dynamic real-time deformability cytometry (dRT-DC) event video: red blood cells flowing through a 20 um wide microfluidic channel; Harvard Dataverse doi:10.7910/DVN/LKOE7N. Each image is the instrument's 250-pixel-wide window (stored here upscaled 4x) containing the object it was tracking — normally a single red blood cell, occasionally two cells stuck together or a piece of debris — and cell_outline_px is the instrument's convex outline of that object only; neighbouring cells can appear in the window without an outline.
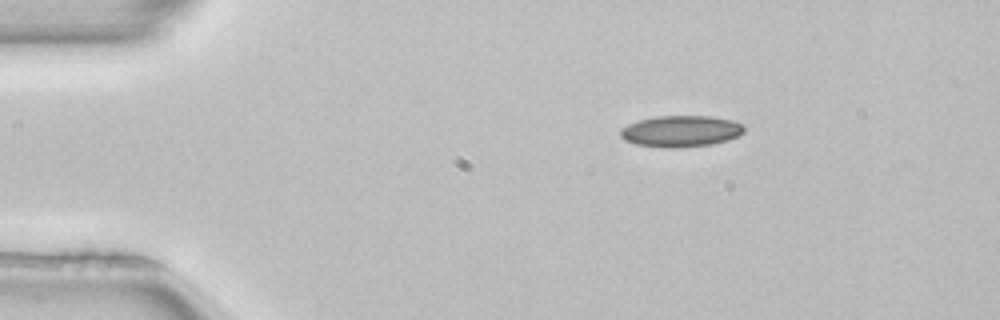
{"species": "common noctule bat (a hibernating species)", "species_latin": "Nyctalus noctula", "temperature_condition": "room temperature", "stored_images_in_passage": 44, "camera_frame_rate_fps": 3000, "um_per_image_px": 0.085, "animal": {"sex": "female", "body_mass_g": 22.7, "forearm_length_mm": 54.2}, "frame": {"image": 1, "passage_image": 1, "time_ms": 0.0, "image_size_px": [1000, 320], "cell_outline_px": [[744, 132], [740, 136], [728, 140], [712, 144], [680, 148], [664, 148], [636, 144], [624, 140], [620, 136], [620, 128], [636, 120], [656, 116], [712, 116], [732, 120], [744, 124]], "centroid_in_image_um": [57.88, 11.15], "position_along_channel_um": 27.1, "area_um2": 23.0}}
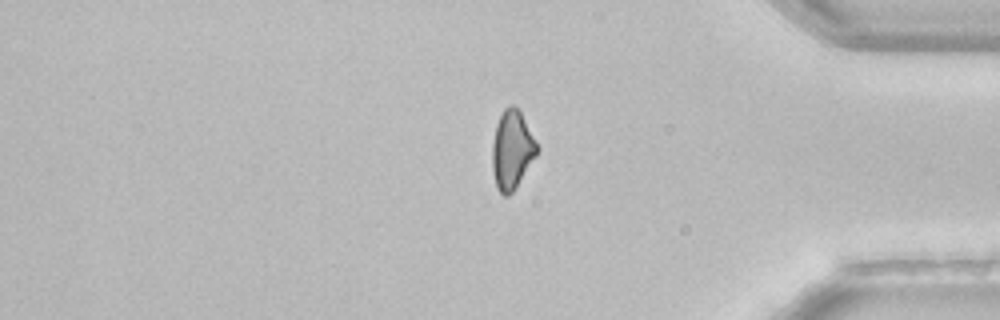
{"frame": {"image": 2, "passage_image": 35, "time_ms": 11.333, "image_size_px": [1000, 320], "cell_outline_px": [[540, 148], [536, 156], [512, 192], [508, 196], [504, 196], [496, 188], [492, 172], [492, 144], [496, 124], [504, 108], [508, 104], [512, 104], [520, 112], [536, 140]], "centroid_in_image_um": [43.51, 12.74], "position_along_channel_um": 391.7, "area_um2": 20.52}}
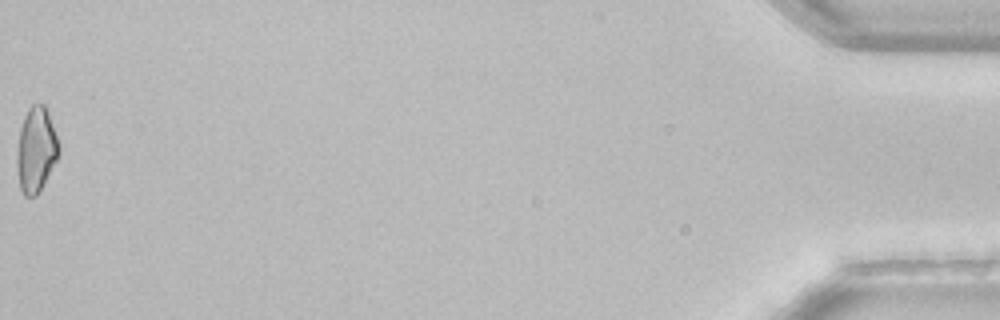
{"frame": {"image": 3, "passage_image": 44, "time_ms": 14.333, "image_size_px": [1000, 320], "cell_outline_px": [[60, 152], [40, 192], [36, 196], [24, 196], [20, 188], [16, 164], [16, 152], [20, 128], [24, 116], [28, 108], [32, 104], [44, 104], [48, 112], [60, 144]], "centroid_in_image_um": [3.06, 12.73], "position_along_channel_um": 432.1, "area_um2": 20.98}}